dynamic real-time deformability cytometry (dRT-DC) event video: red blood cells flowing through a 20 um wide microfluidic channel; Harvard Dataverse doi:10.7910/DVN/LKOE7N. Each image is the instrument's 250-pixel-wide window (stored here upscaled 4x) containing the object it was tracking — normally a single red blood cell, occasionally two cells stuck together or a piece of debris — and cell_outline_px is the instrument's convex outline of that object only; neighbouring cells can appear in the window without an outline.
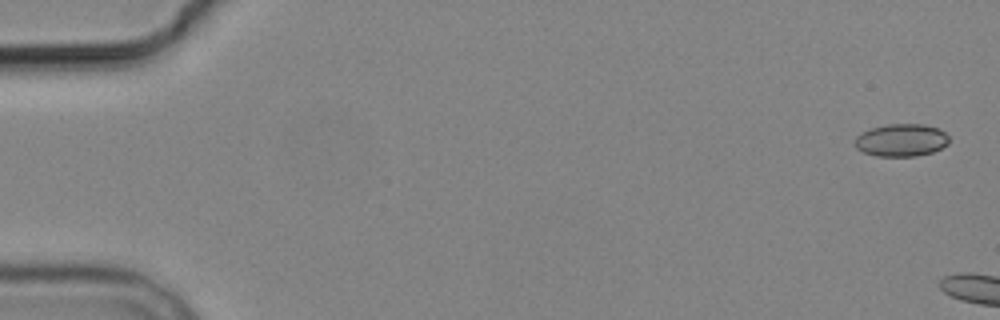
{"species": "common noctule bat (a hibernating species)", "species_latin": "Nyctalus noctula", "temperature_condition": "cold", "stored_images_in_passage": 3, "camera_frame_rate_fps": 3000, "um_per_image_px": 0.085, "animal": {"sex": "male", "body_mass_g": 19.2, "forearm_length_mm": 51.8}, "frame": {"image": 1, "passage_image": 1, "time_ms": 0.0, "image_size_px": [1000, 320], "cell_outline_px": [[948, 144], [932, 152], [916, 156], [876, 156], [864, 152], [856, 148], [856, 136], [860, 132], [872, 128], [888, 124], [924, 124], [936, 128], [944, 132], [948, 136]], "centroid_in_image_um": [76.6, 11.91], "position_along_channel_um": 8.4, "area_um2": 17.74}}